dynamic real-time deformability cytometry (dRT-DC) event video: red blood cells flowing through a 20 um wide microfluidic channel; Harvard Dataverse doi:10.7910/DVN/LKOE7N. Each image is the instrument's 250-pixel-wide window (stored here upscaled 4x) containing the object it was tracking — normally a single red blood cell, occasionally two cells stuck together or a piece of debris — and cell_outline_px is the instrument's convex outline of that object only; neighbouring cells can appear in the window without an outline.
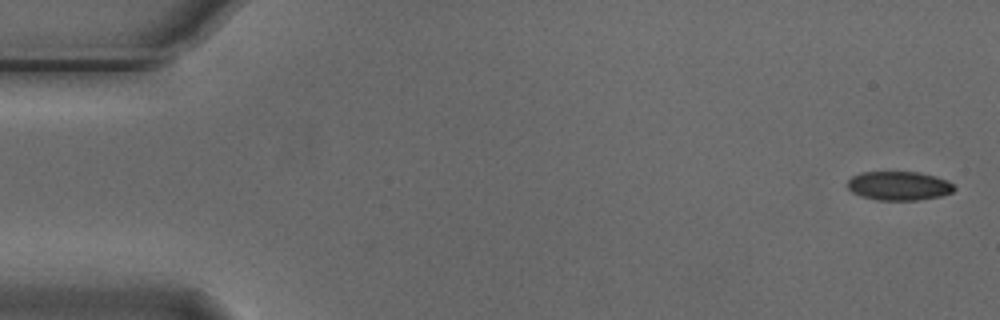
{"species": "Egyptian fruit bat (a non-hibernating species)", "species_latin": "Rousettus aegyptiacus", "temperature_condition": "cold", "stored_images_in_passage": 5, "camera_frame_rate_fps": 3000, "um_per_image_px": 0.085, "animal": {"sex": "male"}, "frame": {"image": 1, "passage_image": 1, "time_ms": 0.0, "image_size_px": [1000, 320], "cell_outline_px": [[956, 188], [952, 192], [940, 196], [916, 200], [876, 200], [860, 196], [852, 192], [848, 188], [848, 180], [852, 176], [860, 172], [920, 172], [936, 176], [948, 180]], "centroid_in_image_um": [76.4, 15.79], "position_along_channel_um": 8.6, "area_um2": 18.09}}